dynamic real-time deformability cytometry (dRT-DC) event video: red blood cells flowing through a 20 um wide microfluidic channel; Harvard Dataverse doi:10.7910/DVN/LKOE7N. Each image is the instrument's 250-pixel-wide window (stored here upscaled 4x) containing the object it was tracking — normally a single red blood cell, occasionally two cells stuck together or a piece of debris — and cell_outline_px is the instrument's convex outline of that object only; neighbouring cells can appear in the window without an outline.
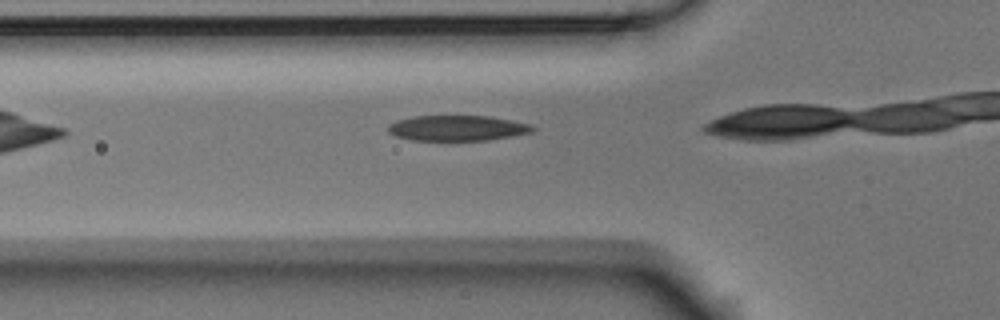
{"species": "Egyptian fruit bat (a non-hibernating species)", "species_latin": "Rousettus aegyptiacus", "temperature_condition": "room temperature", "stored_images_in_passage": 6, "camera_frame_rate_fps": 3000, "um_per_image_px": 0.085, "animal": {"sex": "male"}, "frame": {"image": 1, "passage_image": 6, "time_ms": 1.667, "image_size_px": [1000, 320], "cell_outline_px": [[536, 128], [532, 132], [512, 136], [488, 140], [412, 140], [396, 136], [388, 132], [388, 124], [396, 120], [412, 116], [488, 116], [512, 120], [528, 124]], "centroid_in_image_um": [38.84, 10.88], "position_along_channel_um": 87.0, "area_um2": 21.39}}